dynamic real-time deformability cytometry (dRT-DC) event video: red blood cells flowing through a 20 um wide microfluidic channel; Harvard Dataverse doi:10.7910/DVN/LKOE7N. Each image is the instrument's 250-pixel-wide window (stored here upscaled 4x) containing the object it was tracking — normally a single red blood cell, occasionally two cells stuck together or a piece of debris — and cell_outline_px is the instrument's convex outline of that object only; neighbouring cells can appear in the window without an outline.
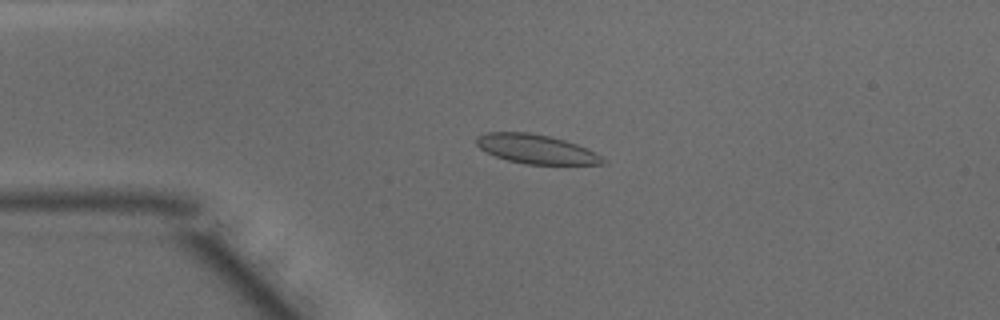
{"species": "common noctule bat (a hibernating species)", "species_latin": "Nyctalus noctula", "temperature_condition": "warm", "stored_images_in_passage": 48, "camera_frame_rate_fps": 3000, "um_per_image_px": 0.085, "animal": {"sex": "male", "body_mass_g": 15.6}, "frame": {"image": 1, "passage_image": 11, "time_ms": 3.333, "image_size_px": [1000, 320], "cell_outline_px": [[608, 164], [524, 164], [508, 160], [496, 156], [480, 148], [476, 144], [476, 136], [488, 132], [528, 132], [548, 136], [564, 140], [576, 144], [608, 160]], "centroid_in_image_um": [45.56, 12.67], "position_along_channel_um": 39.4, "area_um2": 21.21}}
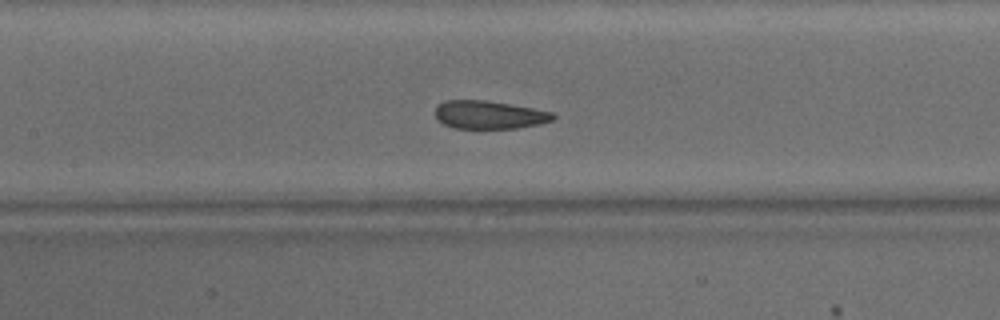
{"frame": {"image": 2, "passage_image": 22, "time_ms": 7.0, "image_size_px": [1000, 320], "cell_outline_px": [[556, 116], [552, 120], [540, 124], [516, 128], [456, 128], [444, 124], [436, 120], [436, 108], [444, 100], [484, 100], [532, 108], [552, 112]], "centroid_in_image_um": [41.57, 9.76], "position_along_channel_um": 165.8, "area_um2": 19.13}}
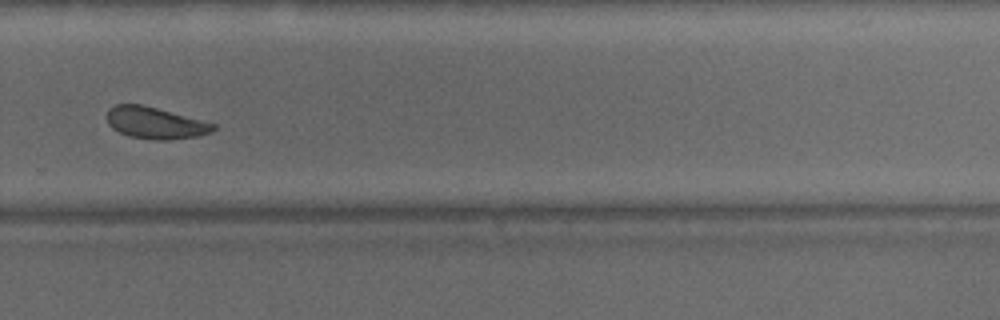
{"frame": {"image": 3, "passage_image": 33, "time_ms": 10.667, "image_size_px": [1000, 320], "cell_outline_px": [[216, 128], [212, 132], [200, 136], [168, 140], [152, 140], [128, 136], [112, 128], [108, 124], [108, 108], [116, 104], [144, 104], [216, 124]], "centroid_in_image_um": [13.21, 10.45], "position_along_channel_um": 316.6, "area_um2": 19.83}, "authors_computed_cell_mechanics": {"area_um2": 20.6635, "velocity_mm_per_s": 4.1253, "shape_relaxation_time_tau1_ms": 3.1754, "shape_relaxation_time_tau2_ms": 1.2544, "deformation_change_tau1": 0.1223, "deformation_change_tau2": 0.0523}}